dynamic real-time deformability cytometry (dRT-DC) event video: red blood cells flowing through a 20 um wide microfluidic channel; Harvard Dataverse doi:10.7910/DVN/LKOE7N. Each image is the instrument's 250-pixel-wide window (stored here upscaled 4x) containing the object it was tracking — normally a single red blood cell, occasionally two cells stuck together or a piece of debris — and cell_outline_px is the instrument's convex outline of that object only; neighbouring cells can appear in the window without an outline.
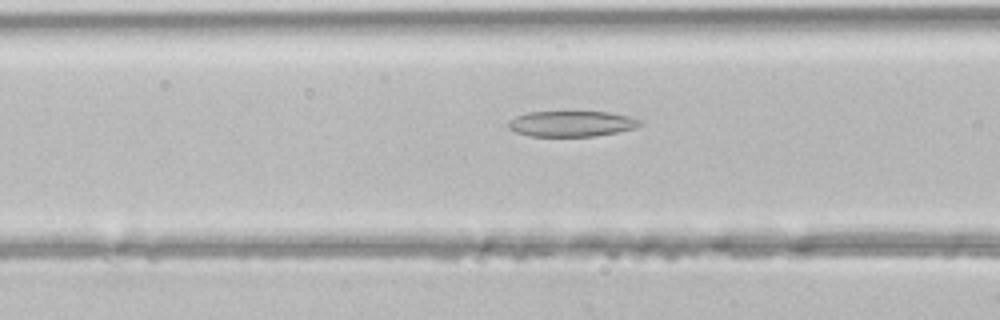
{"species": "common noctule bat (a hibernating species)", "species_latin": "Nyctalus noctula", "temperature_condition": "room temperature", "stored_images_in_passage": 47, "camera_frame_rate_fps": 3000, "um_per_image_px": 0.085, "animal": {"sex": "male", "body_mass_g": 21.5, "forearm_length_mm": 52.0}, "frame": {"image": 1, "passage_image": 18, "time_ms": 5.667, "image_size_px": [1000, 320], "cell_outline_px": [[644, 124], [632, 128], [616, 132], [592, 136], [528, 136], [516, 132], [508, 128], [508, 120], [516, 116], [528, 112], [568, 108], [608, 112], [628, 116], [640, 120]], "centroid_in_image_um": [48.52, 10.45], "position_along_channel_um": 118.1, "area_um2": 20.69}}
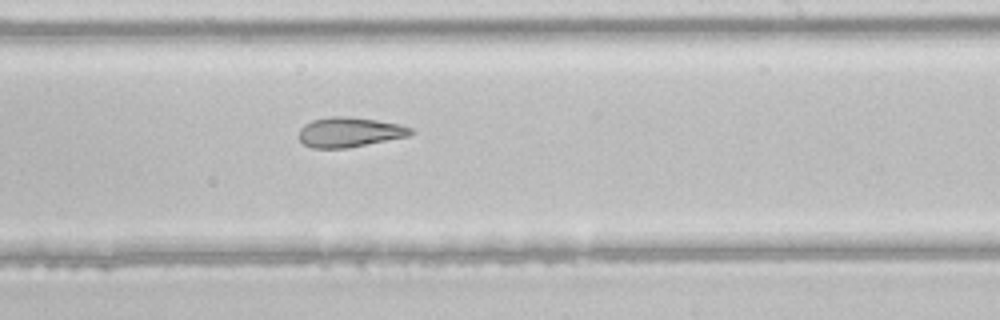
{"frame": {"image": 2, "passage_image": 28, "time_ms": 9.0, "image_size_px": [1000, 320], "cell_outline_px": [[416, 132], [408, 136], [344, 148], [312, 148], [304, 144], [296, 136], [300, 128], [304, 124], [312, 120], [332, 116], [344, 116], [376, 120], [400, 124], [412, 128]], "centroid_in_image_um": [29.67, 11.23], "position_along_channel_um": 259.3, "area_um2": 19.42}}
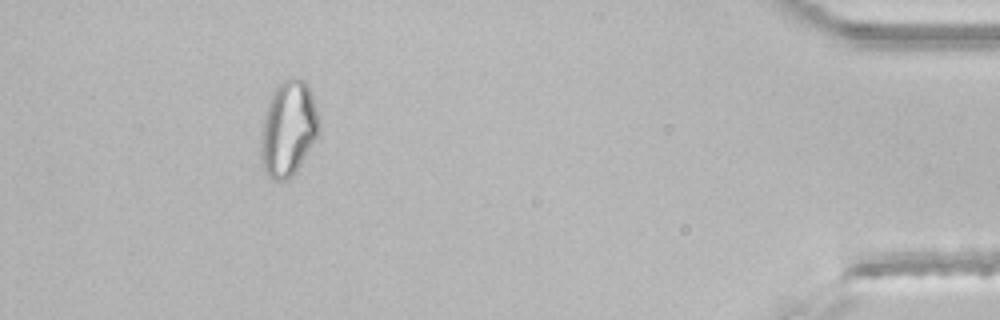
{"frame": {"image": 3, "passage_image": 43, "time_ms": 14.0, "image_size_px": [1000, 320], "cell_outline_px": [[320, 128], [316, 136], [292, 176], [288, 180], [276, 180], [268, 176], [264, 168], [260, 156], [260, 136], [264, 116], [272, 92], [276, 84], [288, 76], [292, 76], [304, 80], [308, 84], [320, 120]], "centroid_in_image_um": [24.48, 10.87], "position_along_channel_um": 410.7, "area_um2": 32.25}}